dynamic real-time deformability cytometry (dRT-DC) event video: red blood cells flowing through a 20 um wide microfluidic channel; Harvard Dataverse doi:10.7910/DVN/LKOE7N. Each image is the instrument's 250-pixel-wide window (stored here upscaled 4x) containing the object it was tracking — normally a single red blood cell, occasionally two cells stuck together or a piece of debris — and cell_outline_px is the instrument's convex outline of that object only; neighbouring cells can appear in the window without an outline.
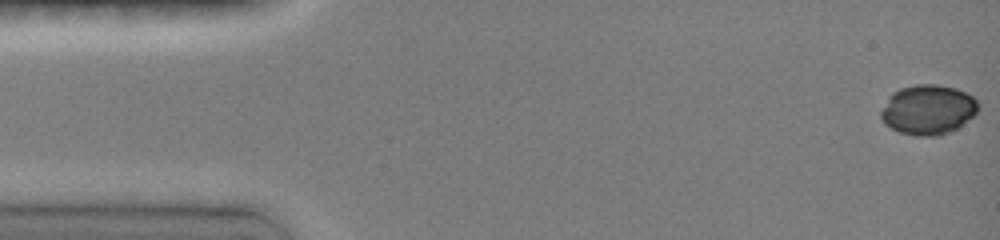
{"species": "common noctule bat (a hibernating species)", "species_latin": "Nyctalus noctula", "temperature_condition": "room temperature", "stored_images_in_passage": 6, "camera_frame_rate_fps": 3000, "um_per_image_px": 0.085, "animal": {"sex": "female", "body_mass_g": 19.0, "forearm_length_mm": 51.5}, "frame": {"image": 1, "passage_image": 1, "time_ms": 0.0, "image_size_px": [1000, 240], "cell_outline_px": [[980, 108], [972, 116], [956, 128], [940, 136], [916, 136], [900, 132], [884, 124], [880, 116], [880, 112], [888, 96], [892, 92], [900, 88], [916, 84], [936, 84], [956, 88], [972, 96], [980, 104]], "centroid_in_image_um": [78.86, 9.31], "position_along_channel_um": 6.1, "area_um2": 28.32}}
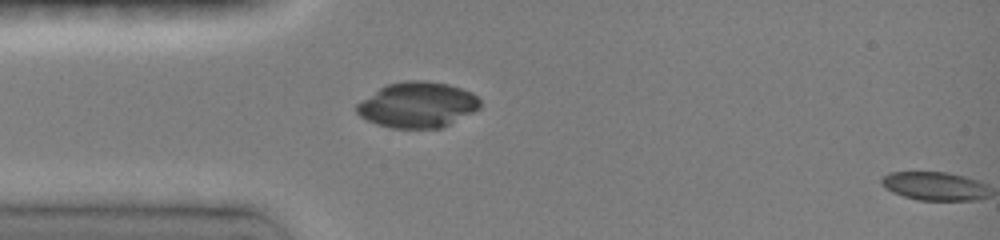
{"frame": {"image": 2, "passage_image": 5, "time_ms": 4.0, "image_size_px": [1000, 240], "cell_outline_px": [[480, 108], [440, 128], [392, 128], [376, 124], [360, 116], [356, 112], [356, 104], [380, 88], [388, 84], [404, 80], [424, 80], [448, 84], [472, 92], [480, 100]], "centroid_in_image_um": [35.47, 8.9], "position_along_channel_um": 49.5, "area_um2": 32.54}}